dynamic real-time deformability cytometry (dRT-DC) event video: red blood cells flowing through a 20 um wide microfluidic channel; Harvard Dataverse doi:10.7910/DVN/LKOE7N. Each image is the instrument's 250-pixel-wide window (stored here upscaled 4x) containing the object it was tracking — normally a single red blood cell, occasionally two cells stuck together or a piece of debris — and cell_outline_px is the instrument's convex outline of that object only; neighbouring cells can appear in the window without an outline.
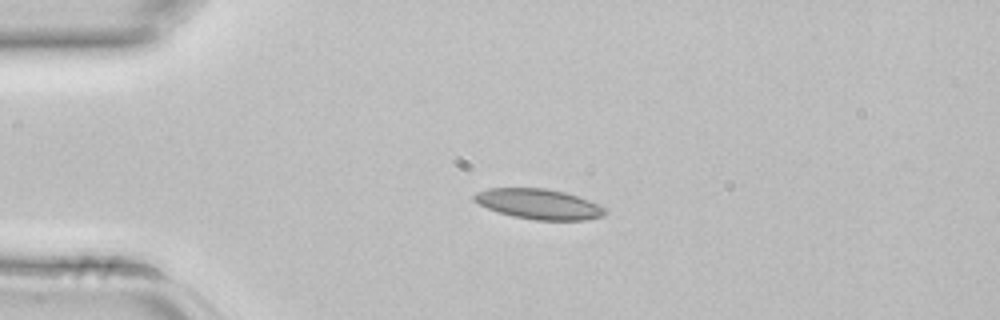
{"species": "common noctule bat (a hibernating species)", "species_latin": "Nyctalus noctula", "temperature_condition": "room temperature", "stored_images_in_passage": 2, "camera_frame_rate_fps": 3000, "um_per_image_px": 0.085, "animal": {"sex": "female", "body_mass_g": 22.7, "forearm_length_mm": 54.2}, "frame": {"image": 1, "passage_image": 1, "time_ms": 0.0, "image_size_px": [1000, 320], "cell_outline_px": [[608, 212], [604, 216], [584, 220], [536, 220], [512, 216], [488, 208], [472, 200], [472, 196], [476, 192], [488, 188], [544, 188], [564, 192], [588, 200], [608, 208]], "centroid_in_image_um": [45.82, 17.34], "position_along_channel_um": 39.2, "area_um2": 23.06}}
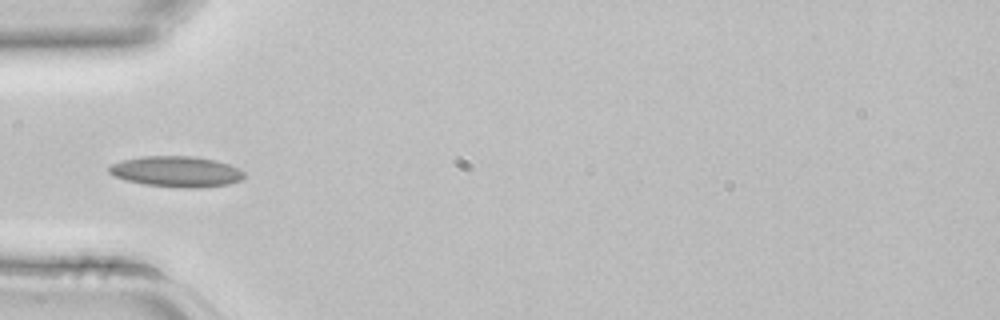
{"frame": {"image": 2, "passage_image": 2, "time_ms": 0.333, "image_size_px": [1000, 320], "cell_outline_px": [[244, 176], [240, 180], [228, 184], [200, 188], [184, 188], [144, 184], [124, 180], [108, 172], [108, 168], [112, 164], [124, 160], [140, 156], [192, 156], [216, 160], [228, 164], [244, 172]], "centroid_in_image_um": [14.98, 14.58], "position_along_channel_um": 70.0, "area_um2": 24.1}}